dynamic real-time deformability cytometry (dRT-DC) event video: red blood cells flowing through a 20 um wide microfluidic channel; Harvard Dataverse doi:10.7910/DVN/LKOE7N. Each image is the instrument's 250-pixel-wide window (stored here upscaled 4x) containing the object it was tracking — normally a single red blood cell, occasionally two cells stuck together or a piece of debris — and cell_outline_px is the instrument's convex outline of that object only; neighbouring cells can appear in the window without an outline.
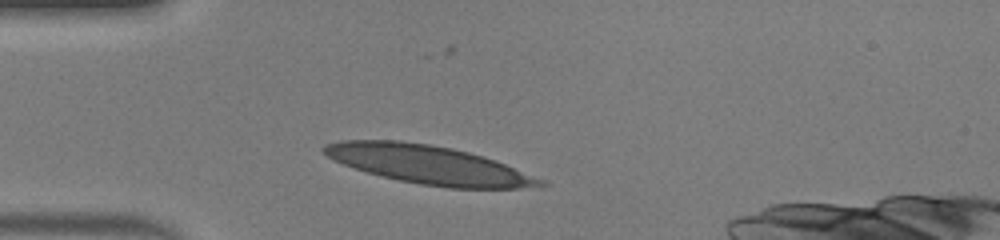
{"species": "human", "species_latin": "Homo sapiens", "temperature_condition": "warm", "stored_images_in_passage": 30, "camera_frame_rate_fps": 3000, "um_per_image_px": 0.085, "donor": {"sex": "male"}, "frame": {"image": 1, "passage_image": 1, "time_ms": 0.0, "image_size_px": [1000, 240], "cell_outline_px": [[548, 184], [516, 188], [448, 188], [420, 184], [400, 180], [368, 172], [344, 164], [328, 156], [320, 148], [328, 144], [340, 140], [400, 140], [428, 144], [452, 148], [484, 156], [496, 160], [544, 180]], "centroid_in_image_um": [36.45, 13.99], "position_along_channel_um": 48.6, "area_um2": 47.86}}
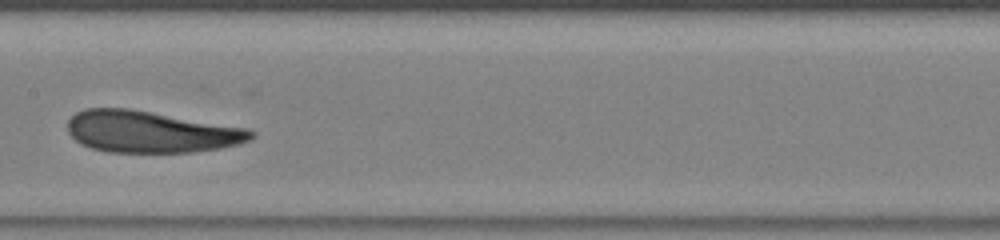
{"frame": {"image": 2, "passage_image": 13, "time_ms": 4.0, "image_size_px": [1000, 240], "cell_outline_px": [[256, 136], [252, 140], [240, 144], [220, 148], [192, 152], [108, 152], [92, 148], [80, 144], [68, 132], [68, 120], [76, 112], [84, 108], [128, 108], [248, 128], [256, 132]], "centroid_in_image_um": [12.84, 11.2], "position_along_channel_um": 194.6, "area_um2": 44.74}}
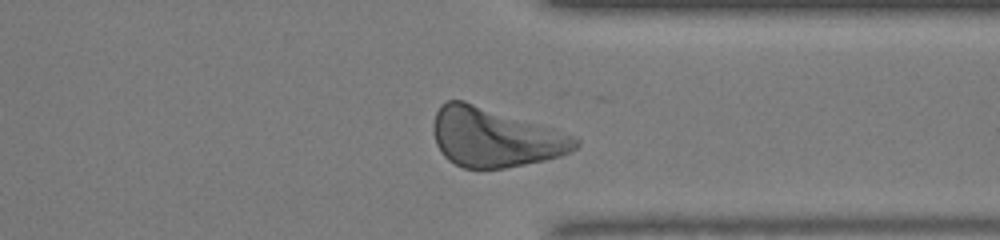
{"frame": {"image": 3, "passage_image": 26, "time_ms": 8.333, "image_size_px": [1000, 240], "cell_outline_px": [[580, 144], [576, 148], [560, 156], [544, 160], [504, 168], [464, 168], [448, 160], [440, 152], [436, 144], [432, 132], [432, 124], [436, 112], [440, 104], [448, 100], [464, 100], [552, 128], [572, 136], [580, 140]], "centroid_in_image_um": [42.0, 11.67], "position_along_channel_um": 369.4, "area_um2": 48.73}, "authors_computed_cell_mechanics": {"area_um2": 45.3441, "velocity_mm_per_s": 4.0606, "shape_relaxation_time_tau1_ms": 4.1325, "shape_relaxation_time_tau2_ms": 1.5178, "deformation_change_tau1": 0.1783, "deformation_change_tau2": 0.0965}}